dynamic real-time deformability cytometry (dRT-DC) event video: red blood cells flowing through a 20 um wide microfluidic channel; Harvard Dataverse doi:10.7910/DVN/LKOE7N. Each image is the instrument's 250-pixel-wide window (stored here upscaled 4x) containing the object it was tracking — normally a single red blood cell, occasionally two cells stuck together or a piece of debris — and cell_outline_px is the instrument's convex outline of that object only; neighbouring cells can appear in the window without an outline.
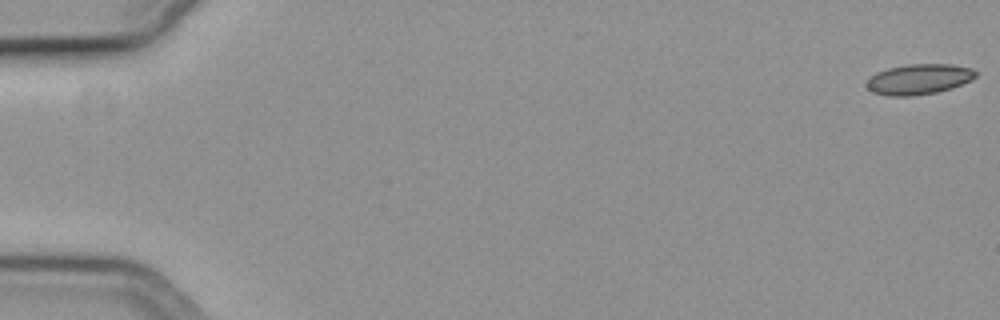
{"species": "common noctule bat (a hibernating species)", "species_latin": "Nyctalus noctula", "temperature_condition": "cold", "stored_images_in_passage": 12, "camera_frame_rate_fps": 3000, "um_per_image_px": 0.085, "animal": {"sex": "female", "body_mass_g": 19.3, "forearm_length_mm": 54.1}, "frame": {"image": 1, "passage_image": 1, "time_ms": 0.0, "image_size_px": [1000, 320], "cell_outline_px": [[980, 72], [972, 80], [952, 88], [936, 92], [912, 96], [888, 96], [872, 92], [864, 84], [876, 72], [888, 68], [908, 64], [952, 64], [972, 68]], "centroid_in_image_um": [78.13, 6.73], "position_along_channel_um": 6.9, "area_um2": 19.54}}